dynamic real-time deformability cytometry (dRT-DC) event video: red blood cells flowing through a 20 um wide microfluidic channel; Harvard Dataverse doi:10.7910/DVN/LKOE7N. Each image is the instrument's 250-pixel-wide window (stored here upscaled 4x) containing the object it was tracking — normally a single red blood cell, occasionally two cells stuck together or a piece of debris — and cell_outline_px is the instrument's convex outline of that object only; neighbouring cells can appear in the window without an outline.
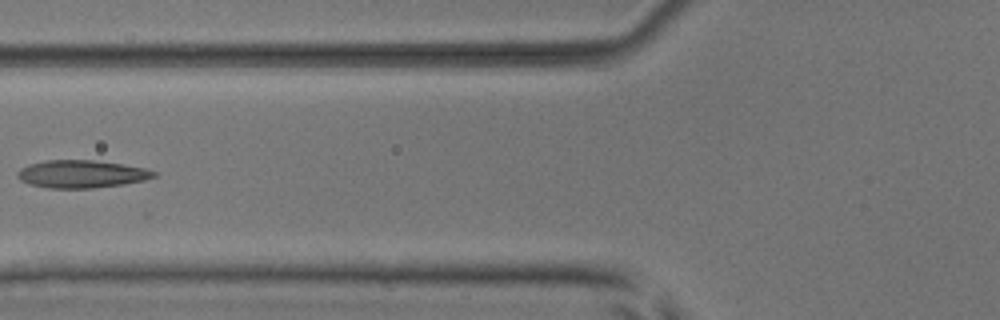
{"species": "common noctule bat (a hibernating species)", "species_latin": "Nyctalus noctula", "temperature_condition": "room temperature", "stored_images_in_passage": 7, "camera_frame_rate_fps": 3000, "um_per_image_px": 0.085, "animal": {"sex": "male", "body_mass_g": 17.9, "forearm_length_mm": 54.2}, "frame": {"image": 1, "passage_image": 6, "time_ms": 5.667, "image_size_px": [1000, 320], "cell_outline_px": [[156, 176], [144, 180], [124, 184], [92, 188], [48, 188], [32, 184], [20, 180], [16, 176], [16, 172], [20, 168], [28, 164], [48, 160], [92, 160], [120, 164], [144, 168], [156, 172]], "centroid_in_image_um": [6.89, 14.79], "position_along_channel_um": 118.9, "area_um2": 21.85}}
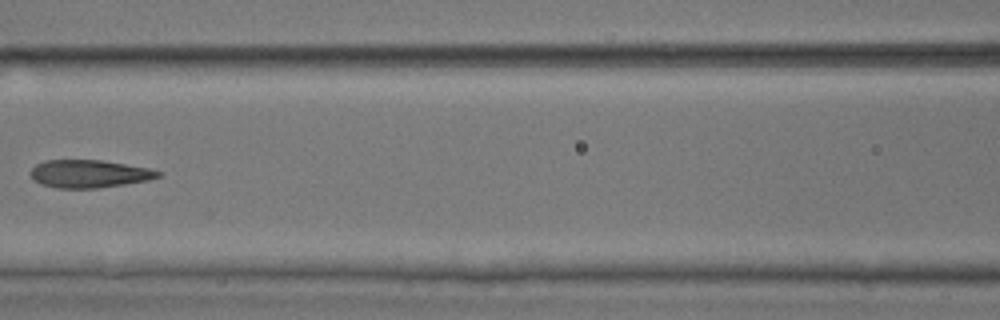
{"frame": {"image": 2, "passage_image": 7, "time_ms": 6.667, "image_size_px": [1000, 320], "cell_outline_px": [[160, 176], [148, 180], [100, 188], [56, 188], [40, 184], [32, 180], [32, 168], [36, 164], [44, 160], [100, 160], [148, 168], [160, 172]], "centroid_in_image_um": [7.53, 14.78], "position_along_channel_um": 159.1, "area_um2": 20.52}}